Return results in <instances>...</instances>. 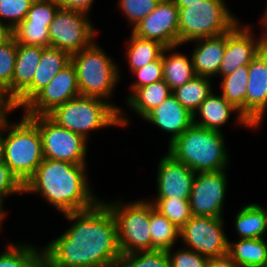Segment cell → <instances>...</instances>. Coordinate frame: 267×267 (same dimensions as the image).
Wrapping results in <instances>:
<instances>
[{"label": "cell", "mask_w": 267, "mask_h": 267, "mask_svg": "<svg viewBox=\"0 0 267 267\" xmlns=\"http://www.w3.org/2000/svg\"><path fill=\"white\" fill-rule=\"evenodd\" d=\"M70 223L60 236L43 247L59 267H116L121 257L117 226L100 199L92 208L63 214Z\"/></svg>", "instance_id": "cell-1"}, {"label": "cell", "mask_w": 267, "mask_h": 267, "mask_svg": "<svg viewBox=\"0 0 267 267\" xmlns=\"http://www.w3.org/2000/svg\"><path fill=\"white\" fill-rule=\"evenodd\" d=\"M86 165L44 158L24 184V195L39 194L62 214L90 209L100 199L92 192Z\"/></svg>", "instance_id": "cell-2"}, {"label": "cell", "mask_w": 267, "mask_h": 267, "mask_svg": "<svg viewBox=\"0 0 267 267\" xmlns=\"http://www.w3.org/2000/svg\"><path fill=\"white\" fill-rule=\"evenodd\" d=\"M70 61L76 70L81 96L95 97L110 103L119 112L120 127H127L130 120L125 116V111L123 113L119 106L109 101L122 73L113 58L94 41L89 47L72 54Z\"/></svg>", "instance_id": "cell-3"}, {"label": "cell", "mask_w": 267, "mask_h": 267, "mask_svg": "<svg viewBox=\"0 0 267 267\" xmlns=\"http://www.w3.org/2000/svg\"><path fill=\"white\" fill-rule=\"evenodd\" d=\"M222 131L192 124L171 144L167 153L195 173L226 170L229 153Z\"/></svg>", "instance_id": "cell-4"}, {"label": "cell", "mask_w": 267, "mask_h": 267, "mask_svg": "<svg viewBox=\"0 0 267 267\" xmlns=\"http://www.w3.org/2000/svg\"><path fill=\"white\" fill-rule=\"evenodd\" d=\"M1 158L23 185L44 160L41 134L28 116L3 128Z\"/></svg>", "instance_id": "cell-5"}, {"label": "cell", "mask_w": 267, "mask_h": 267, "mask_svg": "<svg viewBox=\"0 0 267 267\" xmlns=\"http://www.w3.org/2000/svg\"><path fill=\"white\" fill-rule=\"evenodd\" d=\"M225 0L174 3L179 9V46L230 31L239 21Z\"/></svg>", "instance_id": "cell-6"}, {"label": "cell", "mask_w": 267, "mask_h": 267, "mask_svg": "<svg viewBox=\"0 0 267 267\" xmlns=\"http://www.w3.org/2000/svg\"><path fill=\"white\" fill-rule=\"evenodd\" d=\"M47 116L58 126L83 136L106 127H120L119 112L107 101L79 96L55 107Z\"/></svg>", "instance_id": "cell-7"}, {"label": "cell", "mask_w": 267, "mask_h": 267, "mask_svg": "<svg viewBox=\"0 0 267 267\" xmlns=\"http://www.w3.org/2000/svg\"><path fill=\"white\" fill-rule=\"evenodd\" d=\"M111 210L116 226L118 245L122 255L140 251H152L149 232L150 211L154 205L147 199L108 202L102 200Z\"/></svg>", "instance_id": "cell-8"}, {"label": "cell", "mask_w": 267, "mask_h": 267, "mask_svg": "<svg viewBox=\"0 0 267 267\" xmlns=\"http://www.w3.org/2000/svg\"><path fill=\"white\" fill-rule=\"evenodd\" d=\"M89 14L60 8L49 25L50 46L67 52L70 56L89 47L97 31Z\"/></svg>", "instance_id": "cell-9"}, {"label": "cell", "mask_w": 267, "mask_h": 267, "mask_svg": "<svg viewBox=\"0 0 267 267\" xmlns=\"http://www.w3.org/2000/svg\"><path fill=\"white\" fill-rule=\"evenodd\" d=\"M38 127L42 138L44 158L86 164L87 144L83 136L58 126L47 115L29 117Z\"/></svg>", "instance_id": "cell-10"}, {"label": "cell", "mask_w": 267, "mask_h": 267, "mask_svg": "<svg viewBox=\"0 0 267 267\" xmlns=\"http://www.w3.org/2000/svg\"><path fill=\"white\" fill-rule=\"evenodd\" d=\"M224 217L192 216L180 229V239L188 249L208 258L228 255L229 238Z\"/></svg>", "instance_id": "cell-11"}, {"label": "cell", "mask_w": 267, "mask_h": 267, "mask_svg": "<svg viewBox=\"0 0 267 267\" xmlns=\"http://www.w3.org/2000/svg\"><path fill=\"white\" fill-rule=\"evenodd\" d=\"M227 172H199L195 174L189 204L192 216L223 217L227 191Z\"/></svg>", "instance_id": "cell-12"}, {"label": "cell", "mask_w": 267, "mask_h": 267, "mask_svg": "<svg viewBox=\"0 0 267 267\" xmlns=\"http://www.w3.org/2000/svg\"><path fill=\"white\" fill-rule=\"evenodd\" d=\"M79 96L81 94L76 70L70 61L22 109L24 115L28 117L47 115L55 107Z\"/></svg>", "instance_id": "cell-13"}, {"label": "cell", "mask_w": 267, "mask_h": 267, "mask_svg": "<svg viewBox=\"0 0 267 267\" xmlns=\"http://www.w3.org/2000/svg\"><path fill=\"white\" fill-rule=\"evenodd\" d=\"M131 32L138 37L160 42L165 47L179 46L178 7L172 0H161Z\"/></svg>", "instance_id": "cell-14"}, {"label": "cell", "mask_w": 267, "mask_h": 267, "mask_svg": "<svg viewBox=\"0 0 267 267\" xmlns=\"http://www.w3.org/2000/svg\"><path fill=\"white\" fill-rule=\"evenodd\" d=\"M252 25L240 21L227 32V44L218 76H227L243 65H249L259 55V38H255Z\"/></svg>", "instance_id": "cell-15"}, {"label": "cell", "mask_w": 267, "mask_h": 267, "mask_svg": "<svg viewBox=\"0 0 267 267\" xmlns=\"http://www.w3.org/2000/svg\"><path fill=\"white\" fill-rule=\"evenodd\" d=\"M157 166V196L155 198L189 200L196 173L168 153L160 159Z\"/></svg>", "instance_id": "cell-16"}, {"label": "cell", "mask_w": 267, "mask_h": 267, "mask_svg": "<svg viewBox=\"0 0 267 267\" xmlns=\"http://www.w3.org/2000/svg\"><path fill=\"white\" fill-rule=\"evenodd\" d=\"M248 69L246 120L257 129L267 113V64L257 55Z\"/></svg>", "instance_id": "cell-17"}, {"label": "cell", "mask_w": 267, "mask_h": 267, "mask_svg": "<svg viewBox=\"0 0 267 267\" xmlns=\"http://www.w3.org/2000/svg\"><path fill=\"white\" fill-rule=\"evenodd\" d=\"M153 124L169 136L168 143L171 144L186 129L193 124V114L184 108L171 94L156 108L151 110L144 119Z\"/></svg>", "instance_id": "cell-18"}, {"label": "cell", "mask_w": 267, "mask_h": 267, "mask_svg": "<svg viewBox=\"0 0 267 267\" xmlns=\"http://www.w3.org/2000/svg\"><path fill=\"white\" fill-rule=\"evenodd\" d=\"M70 57L67 52L58 48L51 46L44 48L32 83L14 100L16 108H23L40 90L46 87L54 76L70 62Z\"/></svg>", "instance_id": "cell-19"}, {"label": "cell", "mask_w": 267, "mask_h": 267, "mask_svg": "<svg viewBox=\"0 0 267 267\" xmlns=\"http://www.w3.org/2000/svg\"><path fill=\"white\" fill-rule=\"evenodd\" d=\"M237 114L236 125H242L250 129H255L222 95L212 92L199 106L193 114V124L206 129L222 131L221 127L226 125L231 114ZM199 116H198V115ZM199 118V119H197Z\"/></svg>", "instance_id": "cell-20"}, {"label": "cell", "mask_w": 267, "mask_h": 267, "mask_svg": "<svg viewBox=\"0 0 267 267\" xmlns=\"http://www.w3.org/2000/svg\"><path fill=\"white\" fill-rule=\"evenodd\" d=\"M191 42H195L191 53L195 75L209 78L217 76L227 44V32Z\"/></svg>", "instance_id": "cell-21"}, {"label": "cell", "mask_w": 267, "mask_h": 267, "mask_svg": "<svg viewBox=\"0 0 267 267\" xmlns=\"http://www.w3.org/2000/svg\"><path fill=\"white\" fill-rule=\"evenodd\" d=\"M44 48L18 45L14 76L12 80V99L15 100L31 83Z\"/></svg>", "instance_id": "cell-22"}, {"label": "cell", "mask_w": 267, "mask_h": 267, "mask_svg": "<svg viewBox=\"0 0 267 267\" xmlns=\"http://www.w3.org/2000/svg\"><path fill=\"white\" fill-rule=\"evenodd\" d=\"M178 47H166L162 52L163 80L171 91L186 84L196 76L191 56L189 57L179 51L176 52L175 50Z\"/></svg>", "instance_id": "cell-23"}, {"label": "cell", "mask_w": 267, "mask_h": 267, "mask_svg": "<svg viewBox=\"0 0 267 267\" xmlns=\"http://www.w3.org/2000/svg\"><path fill=\"white\" fill-rule=\"evenodd\" d=\"M228 256L238 267H264L267 259V242L264 238L230 241Z\"/></svg>", "instance_id": "cell-24"}, {"label": "cell", "mask_w": 267, "mask_h": 267, "mask_svg": "<svg viewBox=\"0 0 267 267\" xmlns=\"http://www.w3.org/2000/svg\"><path fill=\"white\" fill-rule=\"evenodd\" d=\"M172 94L164 80L137 88L126 98L127 105L142 119Z\"/></svg>", "instance_id": "cell-25"}, {"label": "cell", "mask_w": 267, "mask_h": 267, "mask_svg": "<svg viewBox=\"0 0 267 267\" xmlns=\"http://www.w3.org/2000/svg\"><path fill=\"white\" fill-rule=\"evenodd\" d=\"M238 239L264 238L267 230V216L260 204L242 206L234 220Z\"/></svg>", "instance_id": "cell-26"}, {"label": "cell", "mask_w": 267, "mask_h": 267, "mask_svg": "<svg viewBox=\"0 0 267 267\" xmlns=\"http://www.w3.org/2000/svg\"><path fill=\"white\" fill-rule=\"evenodd\" d=\"M126 44V60L131 73L160 58L166 48L160 42L138 37L132 32Z\"/></svg>", "instance_id": "cell-27"}, {"label": "cell", "mask_w": 267, "mask_h": 267, "mask_svg": "<svg viewBox=\"0 0 267 267\" xmlns=\"http://www.w3.org/2000/svg\"><path fill=\"white\" fill-rule=\"evenodd\" d=\"M248 65H243L233 73L221 77V95L246 119V93L248 85Z\"/></svg>", "instance_id": "cell-28"}, {"label": "cell", "mask_w": 267, "mask_h": 267, "mask_svg": "<svg viewBox=\"0 0 267 267\" xmlns=\"http://www.w3.org/2000/svg\"><path fill=\"white\" fill-rule=\"evenodd\" d=\"M212 78L194 76L189 82L172 91L176 100L192 114L200 104L213 92Z\"/></svg>", "instance_id": "cell-29"}, {"label": "cell", "mask_w": 267, "mask_h": 267, "mask_svg": "<svg viewBox=\"0 0 267 267\" xmlns=\"http://www.w3.org/2000/svg\"><path fill=\"white\" fill-rule=\"evenodd\" d=\"M149 225L152 250L167 251L179 241L180 229L155 208L150 211Z\"/></svg>", "instance_id": "cell-30"}, {"label": "cell", "mask_w": 267, "mask_h": 267, "mask_svg": "<svg viewBox=\"0 0 267 267\" xmlns=\"http://www.w3.org/2000/svg\"><path fill=\"white\" fill-rule=\"evenodd\" d=\"M7 243L6 250L0 253V267H33L44 254L42 248L32 244Z\"/></svg>", "instance_id": "cell-31"}, {"label": "cell", "mask_w": 267, "mask_h": 267, "mask_svg": "<svg viewBox=\"0 0 267 267\" xmlns=\"http://www.w3.org/2000/svg\"><path fill=\"white\" fill-rule=\"evenodd\" d=\"M13 37L18 45L50 46L49 25L32 24L26 18L13 29Z\"/></svg>", "instance_id": "cell-32"}, {"label": "cell", "mask_w": 267, "mask_h": 267, "mask_svg": "<svg viewBox=\"0 0 267 267\" xmlns=\"http://www.w3.org/2000/svg\"><path fill=\"white\" fill-rule=\"evenodd\" d=\"M150 202L179 229L192 217L189 200L155 198Z\"/></svg>", "instance_id": "cell-33"}, {"label": "cell", "mask_w": 267, "mask_h": 267, "mask_svg": "<svg viewBox=\"0 0 267 267\" xmlns=\"http://www.w3.org/2000/svg\"><path fill=\"white\" fill-rule=\"evenodd\" d=\"M116 267H171L166 251H140L121 255Z\"/></svg>", "instance_id": "cell-34"}, {"label": "cell", "mask_w": 267, "mask_h": 267, "mask_svg": "<svg viewBox=\"0 0 267 267\" xmlns=\"http://www.w3.org/2000/svg\"><path fill=\"white\" fill-rule=\"evenodd\" d=\"M17 46L14 37L0 45V88L4 89L11 98Z\"/></svg>", "instance_id": "cell-35"}, {"label": "cell", "mask_w": 267, "mask_h": 267, "mask_svg": "<svg viewBox=\"0 0 267 267\" xmlns=\"http://www.w3.org/2000/svg\"><path fill=\"white\" fill-rule=\"evenodd\" d=\"M161 0H118L119 10L133 28L150 14Z\"/></svg>", "instance_id": "cell-36"}, {"label": "cell", "mask_w": 267, "mask_h": 267, "mask_svg": "<svg viewBox=\"0 0 267 267\" xmlns=\"http://www.w3.org/2000/svg\"><path fill=\"white\" fill-rule=\"evenodd\" d=\"M34 0H0V21L14 29L30 10Z\"/></svg>", "instance_id": "cell-37"}, {"label": "cell", "mask_w": 267, "mask_h": 267, "mask_svg": "<svg viewBox=\"0 0 267 267\" xmlns=\"http://www.w3.org/2000/svg\"><path fill=\"white\" fill-rule=\"evenodd\" d=\"M60 8L55 0H34L26 19L32 24L50 25Z\"/></svg>", "instance_id": "cell-38"}, {"label": "cell", "mask_w": 267, "mask_h": 267, "mask_svg": "<svg viewBox=\"0 0 267 267\" xmlns=\"http://www.w3.org/2000/svg\"><path fill=\"white\" fill-rule=\"evenodd\" d=\"M133 76L136 77L131 86L130 95L137 89L143 86L159 82L163 80V65L162 56L155 61L150 62L145 67L136 69L132 72Z\"/></svg>", "instance_id": "cell-39"}, {"label": "cell", "mask_w": 267, "mask_h": 267, "mask_svg": "<svg viewBox=\"0 0 267 267\" xmlns=\"http://www.w3.org/2000/svg\"><path fill=\"white\" fill-rule=\"evenodd\" d=\"M172 248L166 251L171 267H207L208 257L188 249L186 247L176 249L172 252Z\"/></svg>", "instance_id": "cell-40"}, {"label": "cell", "mask_w": 267, "mask_h": 267, "mask_svg": "<svg viewBox=\"0 0 267 267\" xmlns=\"http://www.w3.org/2000/svg\"><path fill=\"white\" fill-rule=\"evenodd\" d=\"M14 194H24V185L0 158V199L5 202V198Z\"/></svg>", "instance_id": "cell-41"}, {"label": "cell", "mask_w": 267, "mask_h": 267, "mask_svg": "<svg viewBox=\"0 0 267 267\" xmlns=\"http://www.w3.org/2000/svg\"><path fill=\"white\" fill-rule=\"evenodd\" d=\"M15 110H17V108L14 104V100L4 89L0 88V131H3V128L9 121L8 114H11Z\"/></svg>", "instance_id": "cell-42"}, {"label": "cell", "mask_w": 267, "mask_h": 267, "mask_svg": "<svg viewBox=\"0 0 267 267\" xmlns=\"http://www.w3.org/2000/svg\"><path fill=\"white\" fill-rule=\"evenodd\" d=\"M62 9L78 10L89 14L95 0H55Z\"/></svg>", "instance_id": "cell-43"}, {"label": "cell", "mask_w": 267, "mask_h": 267, "mask_svg": "<svg viewBox=\"0 0 267 267\" xmlns=\"http://www.w3.org/2000/svg\"><path fill=\"white\" fill-rule=\"evenodd\" d=\"M207 267H238L228 255L209 258Z\"/></svg>", "instance_id": "cell-44"}, {"label": "cell", "mask_w": 267, "mask_h": 267, "mask_svg": "<svg viewBox=\"0 0 267 267\" xmlns=\"http://www.w3.org/2000/svg\"><path fill=\"white\" fill-rule=\"evenodd\" d=\"M13 37V29L0 21V45L5 44Z\"/></svg>", "instance_id": "cell-45"}, {"label": "cell", "mask_w": 267, "mask_h": 267, "mask_svg": "<svg viewBox=\"0 0 267 267\" xmlns=\"http://www.w3.org/2000/svg\"><path fill=\"white\" fill-rule=\"evenodd\" d=\"M259 56L267 64V36H260V39H259Z\"/></svg>", "instance_id": "cell-46"}, {"label": "cell", "mask_w": 267, "mask_h": 267, "mask_svg": "<svg viewBox=\"0 0 267 267\" xmlns=\"http://www.w3.org/2000/svg\"><path fill=\"white\" fill-rule=\"evenodd\" d=\"M33 267H59L55 265L45 254H43L33 265Z\"/></svg>", "instance_id": "cell-47"}, {"label": "cell", "mask_w": 267, "mask_h": 267, "mask_svg": "<svg viewBox=\"0 0 267 267\" xmlns=\"http://www.w3.org/2000/svg\"><path fill=\"white\" fill-rule=\"evenodd\" d=\"M265 11V12H264ZM263 11L262 19L260 20L261 25L263 26V30L260 36H267V4L265 10Z\"/></svg>", "instance_id": "cell-48"}, {"label": "cell", "mask_w": 267, "mask_h": 267, "mask_svg": "<svg viewBox=\"0 0 267 267\" xmlns=\"http://www.w3.org/2000/svg\"><path fill=\"white\" fill-rule=\"evenodd\" d=\"M4 202L0 199V229H2V224H3V221L5 220V217H6V212H5V209H4Z\"/></svg>", "instance_id": "cell-49"}, {"label": "cell", "mask_w": 267, "mask_h": 267, "mask_svg": "<svg viewBox=\"0 0 267 267\" xmlns=\"http://www.w3.org/2000/svg\"><path fill=\"white\" fill-rule=\"evenodd\" d=\"M174 3H195L200 2L202 0H172Z\"/></svg>", "instance_id": "cell-50"}, {"label": "cell", "mask_w": 267, "mask_h": 267, "mask_svg": "<svg viewBox=\"0 0 267 267\" xmlns=\"http://www.w3.org/2000/svg\"><path fill=\"white\" fill-rule=\"evenodd\" d=\"M1 148H2V131H0V158H1Z\"/></svg>", "instance_id": "cell-51"}, {"label": "cell", "mask_w": 267, "mask_h": 267, "mask_svg": "<svg viewBox=\"0 0 267 267\" xmlns=\"http://www.w3.org/2000/svg\"><path fill=\"white\" fill-rule=\"evenodd\" d=\"M262 208H263V210H264V212H265V215L267 216V209H265L264 207H263V205H260Z\"/></svg>", "instance_id": "cell-52"}]
</instances>
